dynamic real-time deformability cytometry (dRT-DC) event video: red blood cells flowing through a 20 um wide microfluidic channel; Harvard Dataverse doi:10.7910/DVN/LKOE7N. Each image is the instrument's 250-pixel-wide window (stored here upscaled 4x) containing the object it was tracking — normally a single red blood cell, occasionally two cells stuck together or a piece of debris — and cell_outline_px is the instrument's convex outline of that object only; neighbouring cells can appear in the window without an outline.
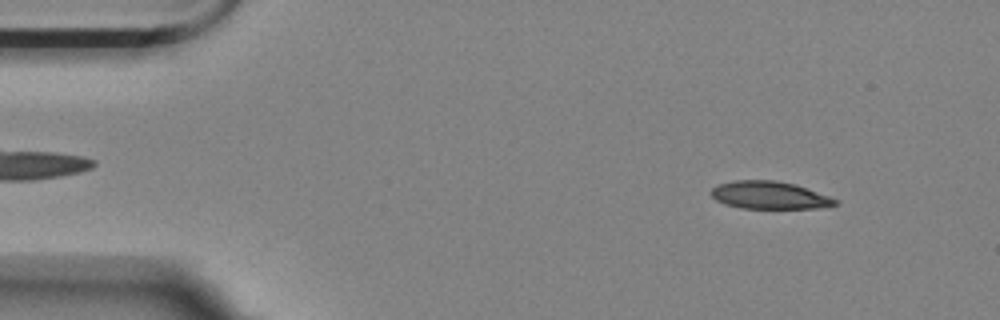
{"species": "Egyptian fruit bat (a non-hibernating species)", "species_latin": "Rousettus aegyptiacus", "temperature_condition": "room temperature", "stored_images_in_passage": 4, "camera_frame_rate_fps": 3000, "um_per_image_px": 0.085, "animal": {"sex": "female"}, "frame": {"image": 1, "passage_image": 4, "time_ms": 4.333, "image_size_px": [1000, 320], "cell_outline_px": [[840, 200], [836, 204], [816, 208], [740, 208], [724, 204], [716, 200], [712, 196], [712, 188], [720, 184], [736, 180], [772, 180], [796, 184]], "centroid_in_image_um": [65.41, 16.59], "position_along_channel_um": 19.6, "area_um2": 19.83}}